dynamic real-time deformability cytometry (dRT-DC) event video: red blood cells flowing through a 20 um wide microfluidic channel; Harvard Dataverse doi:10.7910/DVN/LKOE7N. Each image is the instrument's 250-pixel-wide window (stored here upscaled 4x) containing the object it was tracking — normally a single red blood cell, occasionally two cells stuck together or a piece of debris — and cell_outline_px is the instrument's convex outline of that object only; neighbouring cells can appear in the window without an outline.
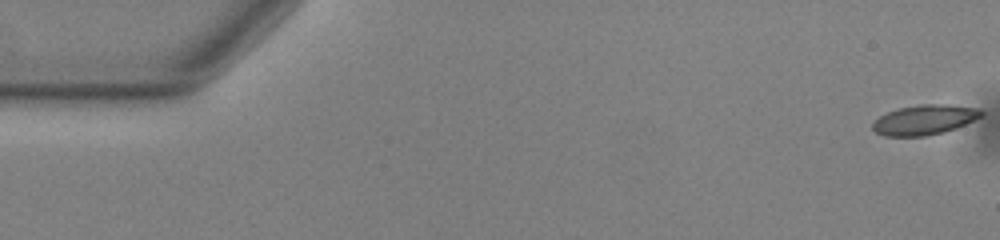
{"species": "common noctule bat (a hibernating species)", "species_latin": "Nyctalus noctula", "temperature_condition": "warm", "stored_images_in_passage": 55, "camera_frame_rate_fps": 3000, "um_per_image_px": 0.085, "animal": {"sex": "male", "body_mass_g": 13.0, "forearm_length_mm": 53.1}, "frame": {"image": 1, "passage_image": 1, "time_ms": 0.0, "image_size_px": [1000, 240], "cell_outline_px": [[984, 112], [980, 116], [956, 128], [944, 132], [924, 136], [884, 136], [876, 132], [872, 128], [872, 124], [880, 116], [888, 112], [900, 108], [920, 104], [948, 104], [980, 108]], "centroid_in_image_um": [78.58, 10.18], "position_along_channel_um": 6.4, "area_um2": 18.79}}
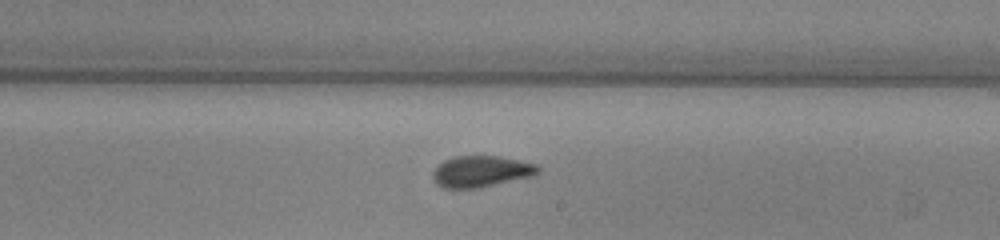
{"frame": {"image": 2, "passage_image": 32, "time_ms": 10.333, "image_size_px": [1000, 240], "cell_outline_px": [[540, 172], [532, 176], [476, 188], [444, 188], [436, 184], [432, 176], [432, 172], [444, 160], [452, 156], [500, 156], [520, 160], [536, 164], [540, 168]], "centroid_in_image_um": [40.89, 14.56], "position_along_channel_um": 248.1, "area_um2": 19.13}}
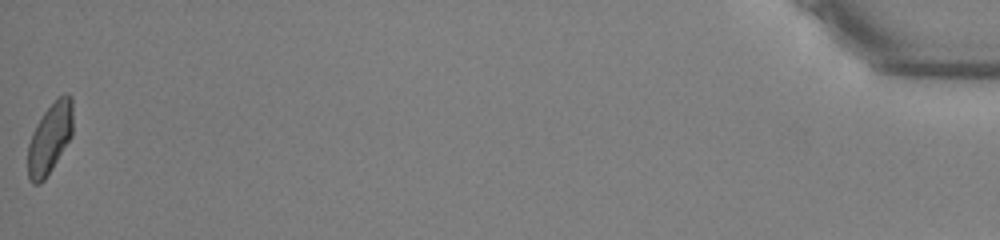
{"frame": {"image": 3, "passage_image": 55, "time_ms": 18.0, "image_size_px": [1000, 240], "cell_outline_px": [[72, 136], [52, 168], [44, 180], [40, 184], [32, 184], [28, 176], [28, 144], [32, 132], [36, 124], [44, 112], [64, 92], [68, 92], [72, 96]], "centroid_in_image_um": [4.24, 11.75], "position_along_channel_um": 431.0, "area_um2": 18.5}, "authors_computed_cell_mechanics": {"area_um2": 19.0162, "velocity_mm_per_s": 3.7534, "shape_relaxation_time_tau1_ms": 4.1744, "shape_relaxation_time_tau2_ms": 1.2955, "deformation_change_tau1": 0.1348, "deformation_change_tau2": 0.061}}